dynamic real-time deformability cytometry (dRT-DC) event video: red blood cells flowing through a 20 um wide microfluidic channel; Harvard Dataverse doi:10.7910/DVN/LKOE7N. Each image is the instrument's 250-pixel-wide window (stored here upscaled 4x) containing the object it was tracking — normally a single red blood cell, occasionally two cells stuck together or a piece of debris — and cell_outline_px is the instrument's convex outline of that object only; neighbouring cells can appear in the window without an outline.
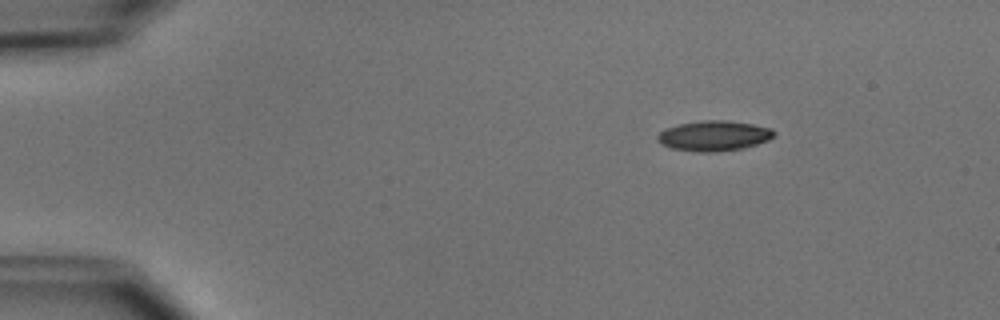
{"species": "common noctule bat (a hibernating species)", "species_latin": "Nyctalus noctula", "temperature_condition": "cold", "stored_images_in_passage": 5, "camera_frame_rate_fps": 3000, "um_per_image_px": 0.085, "animal": {"sex": "male", "body_mass_g": 15.6}, "frame": {"image": 1, "passage_image": 1, "time_ms": 0.0, "image_size_px": [1000, 320], "cell_outline_px": [[776, 132], [768, 140], [744, 148], [716, 152], [700, 152], [672, 148], [660, 144], [656, 140], [656, 136], [664, 128], [680, 124], [700, 120], [728, 120], [752, 124], [772, 128]], "centroid_in_image_um": [60.66, 11.54], "position_along_channel_um": 24.3, "area_um2": 20.63}}